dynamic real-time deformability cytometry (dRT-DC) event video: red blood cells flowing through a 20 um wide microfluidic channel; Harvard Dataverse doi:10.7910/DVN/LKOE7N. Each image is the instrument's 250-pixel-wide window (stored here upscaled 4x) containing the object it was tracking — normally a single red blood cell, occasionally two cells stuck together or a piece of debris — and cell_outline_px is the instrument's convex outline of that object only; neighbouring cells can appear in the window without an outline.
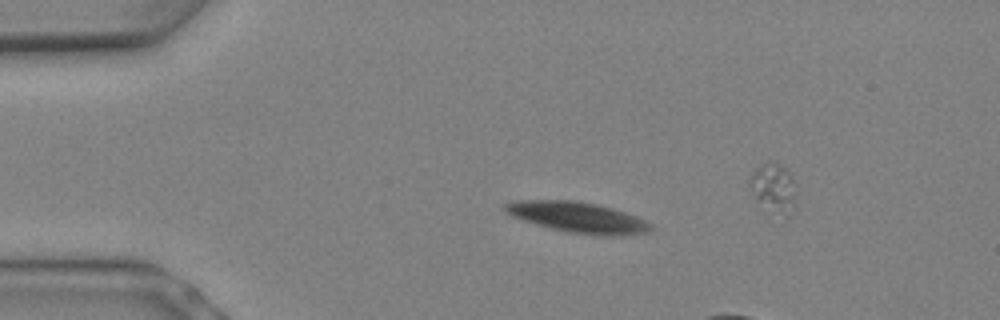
{"species": "Egyptian fruit bat (a non-hibernating species)", "species_latin": "Rousettus aegyptiacus", "temperature_condition": "warm", "stored_images_in_passage": 8, "camera_frame_rate_fps": 3000, "um_per_image_px": 0.085, "animal": {"sex": "female"}, "frame": {"image": 1, "passage_image": 4, "time_ms": 1.0, "image_size_px": [1000, 320], "cell_outline_px": [[652, 228], [648, 232], [624, 236], [596, 236], [568, 232], [536, 224], [512, 216], [504, 212], [504, 204], [512, 200], [576, 200], [596, 204], [612, 208], [624, 212], [644, 220], [652, 224]], "centroid_in_image_um": [49.1, 18.48], "position_along_channel_um": 35.9, "area_um2": 26.13}}
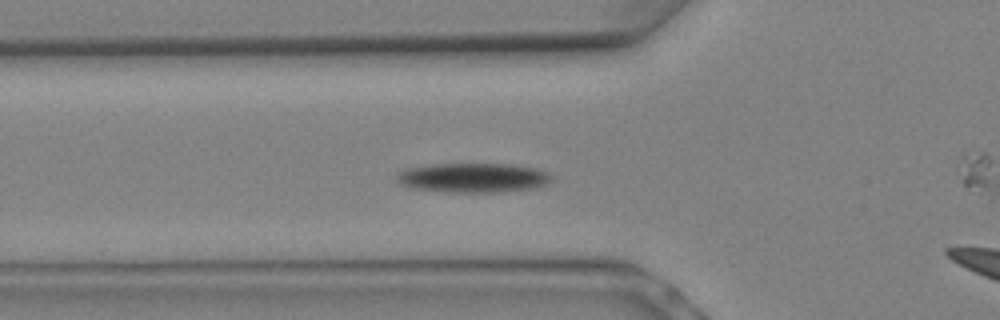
{"frame": {"image": 2, "passage_image": 7, "time_ms": 2.0, "image_size_px": [1000, 320], "cell_outline_px": [[552, 180], [548, 184], [532, 188], [496, 192], [444, 192], [412, 188], [400, 184], [396, 180], [396, 176], [404, 168], [432, 164], [508, 164], [536, 168], [548, 172], [552, 176]], "centroid_in_image_um": [40.19, 15.1], "position_along_channel_um": 85.6, "area_um2": 26.7}}